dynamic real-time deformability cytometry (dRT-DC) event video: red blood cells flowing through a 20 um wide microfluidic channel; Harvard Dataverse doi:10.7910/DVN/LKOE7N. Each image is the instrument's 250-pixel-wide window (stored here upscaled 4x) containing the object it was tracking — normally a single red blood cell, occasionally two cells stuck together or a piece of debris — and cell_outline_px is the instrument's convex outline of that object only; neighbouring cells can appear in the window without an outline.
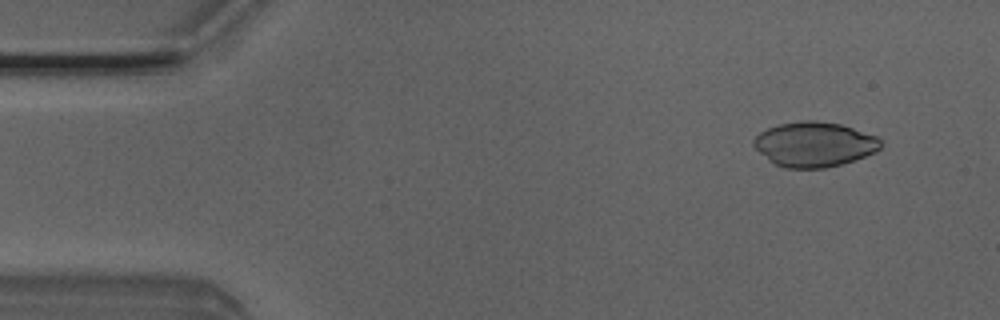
{"species": "Egyptian fruit bat (a non-hibernating species)", "species_latin": "Rousettus aegyptiacus", "temperature_condition": "room temperature", "stored_images_in_passage": 2, "camera_frame_rate_fps": 3000, "um_per_image_px": 0.085, "animal": {"sex": "male"}, "frame": {"image": 1, "passage_image": 1, "time_ms": 0.0, "image_size_px": [1000, 320], "cell_outline_px": [[884, 144], [876, 152], [856, 160], [824, 168], [784, 168], [768, 160], [752, 144], [752, 140], [760, 132], [768, 128], [780, 124], [800, 120], [816, 120], [840, 124], [876, 136]], "centroid_in_image_um": [69.22, 12.27], "position_along_channel_um": 15.8, "area_um2": 33.23}}